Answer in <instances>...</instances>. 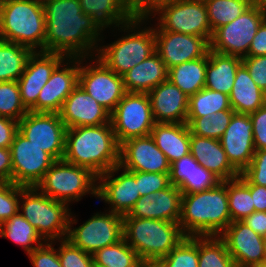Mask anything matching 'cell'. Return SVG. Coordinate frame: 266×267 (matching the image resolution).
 <instances>
[{
  "label": "cell",
  "instance_id": "obj_8",
  "mask_svg": "<svg viewBox=\"0 0 266 267\" xmlns=\"http://www.w3.org/2000/svg\"><path fill=\"white\" fill-rule=\"evenodd\" d=\"M98 176L90 169L56 160L36 188L48 197L66 203L79 202L83 196L97 199Z\"/></svg>",
  "mask_w": 266,
  "mask_h": 267
},
{
  "label": "cell",
  "instance_id": "obj_61",
  "mask_svg": "<svg viewBox=\"0 0 266 267\" xmlns=\"http://www.w3.org/2000/svg\"><path fill=\"white\" fill-rule=\"evenodd\" d=\"M265 253H266V236L264 237Z\"/></svg>",
  "mask_w": 266,
  "mask_h": 267
},
{
  "label": "cell",
  "instance_id": "obj_15",
  "mask_svg": "<svg viewBox=\"0 0 266 267\" xmlns=\"http://www.w3.org/2000/svg\"><path fill=\"white\" fill-rule=\"evenodd\" d=\"M12 182L23 187H36L56 161L50 154L32 144L19 131L10 146Z\"/></svg>",
  "mask_w": 266,
  "mask_h": 267
},
{
  "label": "cell",
  "instance_id": "obj_25",
  "mask_svg": "<svg viewBox=\"0 0 266 267\" xmlns=\"http://www.w3.org/2000/svg\"><path fill=\"white\" fill-rule=\"evenodd\" d=\"M147 94L155 122L186 123L189 96L170 80L160 83Z\"/></svg>",
  "mask_w": 266,
  "mask_h": 267
},
{
  "label": "cell",
  "instance_id": "obj_46",
  "mask_svg": "<svg viewBox=\"0 0 266 267\" xmlns=\"http://www.w3.org/2000/svg\"><path fill=\"white\" fill-rule=\"evenodd\" d=\"M240 175L249 184L266 187V149L255 150L251 163Z\"/></svg>",
  "mask_w": 266,
  "mask_h": 267
},
{
  "label": "cell",
  "instance_id": "obj_20",
  "mask_svg": "<svg viewBox=\"0 0 266 267\" xmlns=\"http://www.w3.org/2000/svg\"><path fill=\"white\" fill-rule=\"evenodd\" d=\"M220 142L228 161L242 173L251 163L255 153L250 115L234 113Z\"/></svg>",
  "mask_w": 266,
  "mask_h": 267
},
{
  "label": "cell",
  "instance_id": "obj_22",
  "mask_svg": "<svg viewBox=\"0 0 266 267\" xmlns=\"http://www.w3.org/2000/svg\"><path fill=\"white\" fill-rule=\"evenodd\" d=\"M235 261L242 267L266 262L264 237L242 221L231 222L219 235Z\"/></svg>",
  "mask_w": 266,
  "mask_h": 267
},
{
  "label": "cell",
  "instance_id": "obj_54",
  "mask_svg": "<svg viewBox=\"0 0 266 267\" xmlns=\"http://www.w3.org/2000/svg\"><path fill=\"white\" fill-rule=\"evenodd\" d=\"M266 55V18L260 24L254 36L247 56Z\"/></svg>",
  "mask_w": 266,
  "mask_h": 267
},
{
  "label": "cell",
  "instance_id": "obj_60",
  "mask_svg": "<svg viewBox=\"0 0 266 267\" xmlns=\"http://www.w3.org/2000/svg\"><path fill=\"white\" fill-rule=\"evenodd\" d=\"M248 267H266V262L249 265Z\"/></svg>",
  "mask_w": 266,
  "mask_h": 267
},
{
  "label": "cell",
  "instance_id": "obj_9",
  "mask_svg": "<svg viewBox=\"0 0 266 267\" xmlns=\"http://www.w3.org/2000/svg\"><path fill=\"white\" fill-rule=\"evenodd\" d=\"M74 215L70 213L66 240L86 253L93 255L123 238V216L119 214L109 210L97 212L75 228L78 221Z\"/></svg>",
  "mask_w": 266,
  "mask_h": 267
},
{
  "label": "cell",
  "instance_id": "obj_50",
  "mask_svg": "<svg viewBox=\"0 0 266 267\" xmlns=\"http://www.w3.org/2000/svg\"><path fill=\"white\" fill-rule=\"evenodd\" d=\"M242 64L257 86L266 93V55L243 57Z\"/></svg>",
  "mask_w": 266,
  "mask_h": 267
},
{
  "label": "cell",
  "instance_id": "obj_26",
  "mask_svg": "<svg viewBox=\"0 0 266 267\" xmlns=\"http://www.w3.org/2000/svg\"><path fill=\"white\" fill-rule=\"evenodd\" d=\"M190 154L220 181H228L240 176L228 161L220 140L190 133Z\"/></svg>",
  "mask_w": 266,
  "mask_h": 267
},
{
  "label": "cell",
  "instance_id": "obj_11",
  "mask_svg": "<svg viewBox=\"0 0 266 267\" xmlns=\"http://www.w3.org/2000/svg\"><path fill=\"white\" fill-rule=\"evenodd\" d=\"M110 122L119 144L130 138L150 135L156 122L148 94L126 92L110 114Z\"/></svg>",
  "mask_w": 266,
  "mask_h": 267
},
{
  "label": "cell",
  "instance_id": "obj_44",
  "mask_svg": "<svg viewBox=\"0 0 266 267\" xmlns=\"http://www.w3.org/2000/svg\"><path fill=\"white\" fill-rule=\"evenodd\" d=\"M21 186L13 182L0 183V224L18 213Z\"/></svg>",
  "mask_w": 266,
  "mask_h": 267
},
{
  "label": "cell",
  "instance_id": "obj_17",
  "mask_svg": "<svg viewBox=\"0 0 266 267\" xmlns=\"http://www.w3.org/2000/svg\"><path fill=\"white\" fill-rule=\"evenodd\" d=\"M80 57H66L41 89L32 112L59 113L63 102L79 84Z\"/></svg>",
  "mask_w": 266,
  "mask_h": 267
},
{
  "label": "cell",
  "instance_id": "obj_33",
  "mask_svg": "<svg viewBox=\"0 0 266 267\" xmlns=\"http://www.w3.org/2000/svg\"><path fill=\"white\" fill-rule=\"evenodd\" d=\"M32 52L28 47L0 39V82L17 81Z\"/></svg>",
  "mask_w": 266,
  "mask_h": 267
},
{
  "label": "cell",
  "instance_id": "obj_5",
  "mask_svg": "<svg viewBox=\"0 0 266 267\" xmlns=\"http://www.w3.org/2000/svg\"><path fill=\"white\" fill-rule=\"evenodd\" d=\"M46 18L40 0H1L0 39L44 51Z\"/></svg>",
  "mask_w": 266,
  "mask_h": 267
},
{
  "label": "cell",
  "instance_id": "obj_52",
  "mask_svg": "<svg viewBox=\"0 0 266 267\" xmlns=\"http://www.w3.org/2000/svg\"><path fill=\"white\" fill-rule=\"evenodd\" d=\"M174 0H131V15L133 19H149L161 7Z\"/></svg>",
  "mask_w": 266,
  "mask_h": 267
},
{
  "label": "cell",
  "instance_id": "obj_28",
  "mask_svg": "<svg viewBox=\"0 0 266 267\" xmlns=\"http://www.w3.org/2000/svg\"><path fill=\"white\" fill-rule=\"evenodd\" d=\"M122 77L126 92L148 93L168 79V69L155 52Z\"/></svg>",
  "mask_w": 266,
  "mask_h": 267
},
{
  "label": "cell",
  "instance_id": "obj_59",
  "mask_svg": "<svg viewBox=\"0 0 266 267\" xmlns=\"http://www.w3.org/2000/svg\"><path fill=\"white\" fill-rule=\"evenodd\" d=\"M254 3L264 12L266 16V0H254Z\"/></svg>",
  "mask_w": 266,
  "mask_h": 267
},
{
  "label": "cell",
  "instance_id": "obj_63",
  "mask_svg": "<svg viewBox=\"0 0 266 267\" xmlns=\"http://www.w3.org/2000/svg\"><path fill=\"white\" fill-rule=\"evenodd\" d=\"M194 1L207 2L208 0H194Z\"/></svg>",
  "mask_w": 266,
  "mask_h": 267
},
{
  "label": "cell",
  "instance_id": "obj_23",
  "mask_svg": "<svg viewBox=\"0 0 266 267\" xmlns=\"http://www.w3.org/2000/svg\"><path fill=\"white\" fill-rule=\"evenodd\" d=\"M59 115L66 128L110 123V113L79 84L63 102Z\"/></svg>",
  "mask_w": 266,
  "mask_h": 267
},
{
  "label": "cell",
  "instance_id": "obj_4",
  "mask_svg": "<svg viewBox=\"0 0 266 267\" xmlns=\"http://www.w3.org/2000/svg\"><path fill=\"white\" fill-rule=\"evenodd\" d=\"M146 22L149 23V20L130 19L115 27L118 28L116 31L124 32L121 38L107 45L100 42L95 57L107 68L123 76L156 52L154 25L146 26Z\"/></svg>",
  "mask_w": 266,
  "mask_h": 267
},
{
  "label": "cell",
  "instance_id": "obj_35",
  "mask_svg": "<svg viewBox=\"0 0 266 267\" xmlns=\"http://www.w3.org/2000/svg\"><path fill=\"white\" fill-rule=\"evenodd\" d=\"M227 195L232 222L242 221L255 212L251 197V184L241 175L227 181Z\"/></svg>",
  "mask_w": 266,
  "mask_h": 267
},
{
  "label": "cell",
  "instance_id": "obj_1",
  "mask_svg": "<svg viewBox=\"0 0 266 267\" xmlns=\"http://www.w3.org/2000/svg\"><path fill=\"white\" fill-rule=\"evenodd\" d=\"M44 51L66 57L89 58L96 55L104 30L82 12L79 0H45Z\"/></svg>",
  "mask_w": 266,
  "mask_h": 267
},
{
  "label": "cell",
  "instance_id": "obj_42",
  "mask_svg": "<svg viewBox=\"0 0 266 267\" xmlns=\"http://www.w3.org/2000/svg\"><path fill=\"white\" fill-rule=\"evenodd\" d=\"M28 113L22 104L17 81L0 82V116L19 122Z\"/></svg>",
  "mask_w": 266,
  "mask_h": 267
},
{
  "label": "cell",
  "instance_id": "obj_53",
  "mask_svg": "<svg viewBox=\"0 0 266 267\" xmlns=\"http://www.w3.org/2000/svg\"><path fill=\"white\" fill-rule=\"evenodd\" d=\"M17 131V121L0 116V148H10Z\"/></svg>",
  "mask_w": 266,
  "mask_h": 267
},
{
  "label": "cell",
  "instance_id": "obj_37",
  "mask_svg": "<svg viewBox=\"0 0 266 267\" xmlns=\"http://www.w3.org/2000/svg\"><path fill=\"white\" fill-rule=\"evenodd\" d=\"M198 267H235L225 242L219 236H198Z\"/></svg>",
  "mask_w": 266,
  "mask_h": 267
},
{
  "label": "cell",
  "instance_id": "obj_30",
  "mask_svg": "<svg viewBox=\"0 0 266 267\" xmlns=\"http://www.w3.org/2000/svg\"><path fill=\"white\" fill-rule=\"evenodd\" d=\"M241 64V57L224 55L209 50L207 54L205 88L229 95L237 69Z\"/></svg>",
  "mask_w": 266,
  "mask_h": 267
},
{
  "label": "cell",
  "instance_id": "obj_49",
  "mask_svg": "<svg viewBox=\"0 0 266 267\" xmlns=\"http://www.w3.org/2000/svg\"><path fill=\"white\" fill-rule=\"evenodd\" d=\"M198 165L190 153L173 162L170 166V184L180 188L189 179L193 168Z\"/></svg>",
  "mask_w": 266,
  "mask_h": 267
},
{
  "label": "cell",
  "instance_id": "obj_41",
  "mask_svg": "<svg viewBox=\"0 0 266 267\" xmlns=\"http://www.w3.org/2000/svg\"><path fill=\"white\" fill-rule=\"evenodd\" d=\"M158 261L163 267H198V236H185L166 257Z\"/></svg>",
  "mask_w": 266,
  "mask_h": 267
},
{
  "label": "cell",
  "instance_id": "obj_21",
  "mask_svg": "<svg viewBox=\"0 0 266 267\" xmlns=\"http://www.w3.org/2000/svg\"><path fill=\"white\" fill-rule=\"evenodd\" d=\"M66 58L60 53L35 51L29 56L25 70L17 80L22 104L29 111L54 69Z\"/></svg>",
  "mask_w": 266,
  "mask_h": 267
},
{
  "label": "cell",
  "instance_id": "obj_57",
  "mask_svg": "<svg viewBox=\"0 0 266 267\" xmlns=\"http://www.w3.org/2000/svg\"><path fill=\"white\" fill-rule=\"evenodd\" d=\"M251 197L255 211L266 212V187L251 184Z\"/></svg>",
  "mask_w": 266,
  "mask_h": 267
},
{
  "label": "cell",
  "instance_id": "obj_6",
  "mask_svg": "<svg viewBox=\"0 0 266 267\" xmlns=\"http://www.w3.org/2000/svg\"><path fill=\"white\" fill-rule=\"evenodd\" d=\"M185 237L179 223L123 217V238L141 260L166 257Z\"/></svg>",
  "mask_w": 266,
  "mask_h": 267
},
{
  "label": "cell",
  "instance_id": "obj_45",
  "mask_svg": "<svg viewBox=\"0 0 266 267\" xmlns=\"http://www.w3.org/2000/svg\"><path fill=\"white\" fill-rule=\"evenodd\" d=\"M219 182L221 181L215 175L199 164L179 189L182 193L200 192L215 187Z\"/></svg>",
  "mask_w": 266,
  "mask_h": 267
},
{
  "label": "cell",
  "instance_id": "obj_7",
  "mask_svg": "<svg viewBox=\"0 0 266 267\" xmlns=\"http://www.w3.org/2000/svg\"><path fill=\"white\" fill-rule=\"evenodd\" d=\"M20 209L45 242L66 239L71 213L66 203L48 197L36 187L21 186Z\"/></svg>",
  "mask_w": 266,
  "mask_h": 267
},
{
  "label": "cell",
  "instance_id": "obj_18",
  "mask_svg": "<svg viewBox=\"0 0 266 267\" xmlns=\"http://www.w3.org/2000/svg\"><path fill=\"white\" fill-rule=\"evenodd\" d=\"M155 51L166 68L205 57L210 50L206 37L171 31H155Z\"/></svg>",
  "mask_w": 266,
  "mask_h": 267
},
{
  "label": "cell",
  "instance_id": "obj_62",
  "mask_svg": "<svg viewBox=\"0 0 266 267\" xmlns=\"http://www.w3.org/2000/svg\"><path fill=\"white\" fill-rule=\"evenodd\" d=\"M94 267H108V266H103V265H94Z\"/></svg>",
  "mask_w": 266,
  "mask_h": 267
},
{
  "label": "cell",
  "instance_id": "obj_19",
  "mask_svg": "<svg viewBox=\"0 0 266 267\" xmlns=\"http://www.w3.org/2000/svg\"><path fill=\"white\" fill-rule=\"evenodd\" d=\"M119 166L127 171L170 174L171 164L148 135L130 138L120 144Z\"/></svg>",
  "mask_w": 266,
  "mask_h": 267
},
{
  "label": "cell",
  "instance_id": "obj_3",
  "mask_svg": "<svg viewBox=\"0 0 266 267\" xmlns=\"http://www.w3.org/2000/svg\"><path fill=\"white\" fill-rule=\"evenodd\" d=\"M231 222L227 181L204 191L182 193L178 223L185 236H219Z\"/></svg>",
  "mask_w": 266,
  "mask_h": 267
},
{
  "label": "cell",
  "instance_id": "obj_16",
  "mask_svg": "<svg viewBox=\"0 0 266 267\" xmlns=\"http://www.w3.org/2000/svg\"><path fill=\"white\" fill-rule=\"evenodd\" d=\"M140 197L138 171H127L118 165L98 176L97 198L110 206L107 210L125 216Z\"/></svg>",
  "mask_w": 266,
  "mask_h": 267
},
{
  "label": "cell",
  "instance_id": "obj_13",
  "mask_svg": "<svg viewBox=\"0 0 266 267\" xmlns=\"http://www.w3.org/2000/svg\"><path fill=\"white\" fill-rule=\"evenodd\" d=\"M86 59L80 58L79 85L111 114L126 93L123 77L95 56L89 57V65Z\"/></svg>",
  "mask_w": 266,
  "mask_h": 267
},
{
  "label": "cell",
  "instance_id": "obj_51",
  "mask_svg": "<svg viewBox=\"0 0 266 267\" xmlns=\"http://www.w3.org/2000/svg\"><path fill=\"white\" fill-rule=\"evenodd\" d=\"M249 115L252 121L255 150L266 149V104Z\"/></svg>",
  "mask_w": 266,
  "mask_h": 267
},
{
  "label": "cell",
  "instance_id": "obj_36",
  "mask_svg": "<svg viewBox=\"0 0 266 267\" xmlns=\"http://www.w3.org/2000/svg\"><path fill=\"white\" fill-rule=\"evenodd\" d=\"M222 110H233L229 95L222 92L203 88L189 96L187 117H209Z\"/></svg>",
  "mask_w": 266,
  "mask_h": 267
},
{
  "label": "cell",
  "instance_id": "obj_56",
  "mask_svg": "<svg viewBox=\"0 0 266 267\" xmlns=\"http://www.w3.org/2000/svg\"><path fill=\"white\" fill-rule=\"evenodd\" d=\"M248 227H250L257 234L266 236V212L255 211L244 220H242Z\"/></svg>",
  "mask_w": 266,
  "mask_h": 267
},
{
  "label": "cell",
  "instance_id": "obj_2",
  "mask_svg": "<svg viewBox=\"0 0 266 267\" xmlns=\"http://www.w3.org/2000/svg\"><path fill=\"white\" fill-rule=\"evenodd\" d=\"M63 160L87 169L97 176L118 166L120 144L112 124L66 128Z\"/></svg>",
  "mask_w": 266,
  "mask_h": 267
},
{
  "label": "cell",
  "instance_id": "obj_55",
  "mask_svg": "<svg viewBox=\"0 0 266 267\" xmlns=\"http://www.w3.org/2000/svg\"><path fill=\"white\" fill-rule=\"evenodd\" d=\"M12 182V159L10 148H0V183Z\"/></svg>",
  "mask_w": 266,
  "mask_h": 267
},
{
  "label": "cell",
  "instance_id": "obj_12",
  "mask_svg": "<svg viewBox=\"0 0 266 267\" xmlns=\"http://www.w3.org/2000/svg\"><path fill=\"white\" fill-rule=\"evenodd\" d=\"M266 18L253 3L237 19L217 28L210 40V50L216 53L246 57L257 29Z\"/></svg>",
  "mask_w": 266,
  "mask_h": 267
},
{
  "label": "cell",
  "instance_id": "obj_58",
  "mask_svg": "<svg viewBox=\"0 0 266 267\" xmlns=\"http://www.w3.org/2000/svg\"><path fill=\"white\" fill-rule=\"evenodd\" d=\"M138 267H163L157 260H141Z\"/></svg>",
  "mask_w": 266,
  "mask_h": 267
},
{
  "label": "cell",
  "instance_id": "obj_29",
  "mask_svg": "<svg viewBox=\"0 0 266 267\" xmlns=\"http://www.w3.org/2000/svg\"><path fill=\"white\" fill-rule=\"evenodd\" d=\"M229 99L235 113L250 114L266 104V93L253 81L243 64L237 69Z\"/></svg>",
  "mask_w": 266,
  "mask_h": 267
},
{
  "label": "cell",
  "instance_id": "obj_34",
  "mask_svg": "<svg viewBox=\"0 0 266 267\" xmlns=\"http://www.w3.org/2000/svg\"><path fill=\"white\" fill-rule=\"evenodd\" d=\"M0 237L8 238L22 246L26 254L45 243L36 228L20 214V211L0 224Z\"/></svg>",
  "mask_w": 266,
  "mask_h": 267
},
{
  "label": "cell",
  "instance_id": "obj_14",
  "mask_svg": "<svg viewBox=\"0 0 266 267\" xmlns=\"http://www.w3.org/2000/svg\"><path fill=\"white\" fill-rule=\"evenodd\" d=\"M18 131L32 144L50 154L55 160L63 159L66 126L59 113L28 111L19 120Z\"/></svg>",
  "mask_w": 266,
  "mask_h": 267
},
{
  "label": "cell",
  "instance_id": "obj_40",
  "mask_svg": "<svg viewBox=\"0 0 266 267\" xmlns=\"http://www.w3.org/2000/svg\"><path fill=\"white\" fill-rule=\"evenodd\" d=\"M234 113V110H222L209 117H187L186 123L191 134L220 140Z\"/></svg>",
  "mask_w": 266,
  "mask_h": 267
},
{
  "label": "cell",
  "instance_id": "obj_27",
  "mask_svg": "<svg viewBox=\"0 0 266 267\" xmlns=\"http://www.w3.org/2000/svg\"><path fill=\"white\" fill-rule=\"evenodd\" d=\"M150 136L170 164L190 153V130L187 123H155Z\"/></svg>",
  "mask_w": 266,
  "mask_h": 267
},
{
  "label": "cell",
  "instance_id": "obj_24",
  "mask_svg": "<svg viewBox=\"0 0 266 267\" xmlns=\"http://www.w3.org/2000/svg\"><path fill=\"white\" fill-rule=\"evenodd\" d=\"M182 191L172 184L140 197L129 214L123 217L148 218L178 223L181 215Z\"/></svg>",
  "mask_w": 266,
  "mask_h": 267
},
{
  "label": "cell",
  "instance_id": "obj_43",
  "mask_svg": "<svg viewBox=\"0 0 266 267\" xmlns=\"http://www.w3.org/2000/svg\"><path fill=\"white\" fill-rule=\"evenodd\" d=\"M57 249L62 267H94L93 255L73 246L68 240L63 239Z\"/></svg>",
  "mask_w": 266,
  "mask_h": 267
},
{
  "label": "cell",
  "instance_id": "obj_48",
  "mask_svg": "<svg viewBox=\"0 0 266 267\" xmlns=\"http://www.w3.org/2000/svg\"><path fill=\"white\" fill-rule=\"evenodd\" d=\"M169 185L170 177L167 173L138 172V191L141 197L163 190Z\"/></svg>",
  "mask_w": 266,
  "mask_h": 267
},
{
  "label": "cell",
  "instance_id": "obj_47",
  "mask_svg": "<svg viewBox=\"0 0 266 267\" xmlns=\"http://www.w3.org/2000/svg\"><path fill=\"white\" fill-rule=\"evenodd\" d=\"M53 244L56 245L54 241L45 242L28 254L33 267H62L57 248Z\"/></svg>",
  "mask_w": 266,
  "mask_h": 267
},
{
  "label": "cell",
  "instance_id": "obj_31",
  "mask_svg": "<svg viewBox=\"0 0 266 267\" xmlns=\"http://www.w3.org/2000/svg\"><path fill=\"white\" fill-rule=\"evenodd\" d=\"M82 12L91 16L106 31L116 29L132 18L131 0H79ZM113 27V28H112Z\"/></svg>",
  "mask_w": 266,
  "mask_h": 267
},
{
  "label": "cell",
  "instance_id": "obj_32",
  "mask_svg": "<svg viewBox=\"0 0 266 267\" xmlns=\"http://www.w3.org/2000/svg\"><path fill=\"white\" fill-rule=\"evenodd\" d=\"M207 55L199 59L184 62L168 69V80L187 96L205 88Z\"/></svg>",
  "mask_w": 266,
  "mask_h": 267
},
{
  "label": "cell",
  "instance_id": "obj_39",
  "mask_svg": "<svg viewBox=\"0 0 266 267\" xmlns=\"http://www.w3.org/2000/svg\"><path fill=\"white\" fill-rule=\"evenodd\" d=\"M254 0H208L205 2L212 32L237 19Z\"/></svg>",
  "mask_w": 266,
  "mask_h": 267
},
{
  "label": "cell",
  "instance_id": "obj_38",
  "mask_svg": "<svg viewBox=\"0 0 266 267\" xmlns=\"http://www.w3.org/2000/svg\"><path fill=\"white\" fill-rule=\"evenodd\" d=\"M94 265L108 267H138L141 261L137 252L122 238L93 254Z\"/></svg>",
  "mask_w": 266,
  "mask_h": 267
},
{
  "label": "cell",
  "instance_id": "obj_10",
  "mask_svg": "<svg viewBox=\"0 0 266 267\" xmlns=\"http://www.w3.org/2000/svg\"><path fill=\"white\" fill-rule=\"evenodd\" d=\"M156 14L158 16H156ZM157 19L154 31H171L206 37L209 41L212 30L208 21L205 2L194 0H174L161 7L149 20Z\"/></svg>",
  "mask_w": 266,
  "mask_h": 267
}]
</instances>
